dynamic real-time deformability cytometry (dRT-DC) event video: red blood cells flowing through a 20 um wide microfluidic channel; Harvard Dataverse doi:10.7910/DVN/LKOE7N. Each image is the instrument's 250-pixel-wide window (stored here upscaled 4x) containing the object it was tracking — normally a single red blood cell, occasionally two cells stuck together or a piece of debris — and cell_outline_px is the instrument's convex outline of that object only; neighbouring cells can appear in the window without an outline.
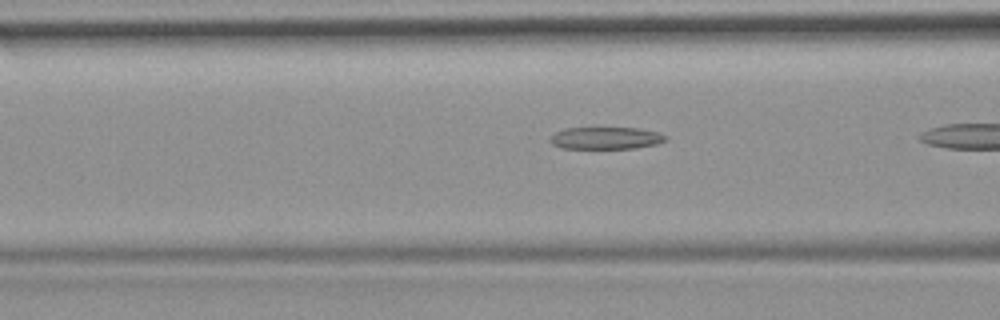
{"species": "common noctule bat (a hibernating species)", "species_latin": "Nyctalus noctula", "temperature_condition": "room temperature", "stored_images_in_passage": 7, "camera_frame_rate_fps": 3000, "um_per_image_px": 0.085, "animal": {"sex": "female", "body_mass_g": 19.9}, "frame": {"image": 1, "passage_image": 3, "time_ms": 0.667, "image_size_px": [1000, 320], "cell_outline_px": [[668, 140], [656, 144], [632, 148], [560, 148], [552, 144], [548, 140], [556, 132], [564, 128], [636, 128], [660, 132], [668, 136]], "centroid_in_image_um": [51.51, 11.73], "position_along_channel_um": 115.1, "area_um2": 14.91}}